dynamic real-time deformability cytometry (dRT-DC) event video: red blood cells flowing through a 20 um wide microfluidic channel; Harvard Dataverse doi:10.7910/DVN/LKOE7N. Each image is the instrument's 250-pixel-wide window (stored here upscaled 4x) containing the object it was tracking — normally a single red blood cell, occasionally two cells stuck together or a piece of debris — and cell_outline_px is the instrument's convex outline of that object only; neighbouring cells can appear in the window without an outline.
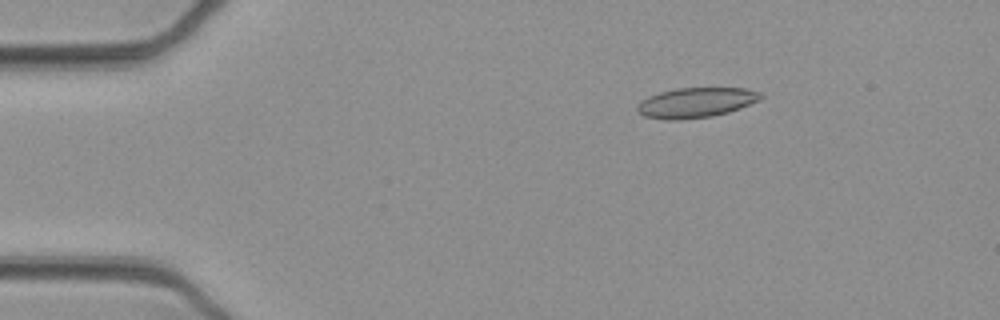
{"species": "common noctule bat (a hibernating species)", "species_latin": "Nyctalus noctula", "temperature_condition": "cold", "stored_images_in_passage": 22, "camera_frame_rate_fps": 3000, "um_per_image_px": 0.085, "animal": {"sex": "female", "body_mass_g": 21.9}, "frame": {"image": 1, "passage_image": 4, "time_ms": 1.0, "image_size_px": [1000, 320], "cell_outline_px": [[764, 96], [760, 100], [740, 108], [728, 112], [712, 116], [680, 120], [668, 120], [644, 116], [636, 112], [636, 108], [640, 100], [648, 96], [660, 92], [676, 88], [744, 88], [760, 92]], "centroid_in_image_um": [59.13, 8.72], "position_along_channel_um": 25.9, "area_um2": 21.73}}
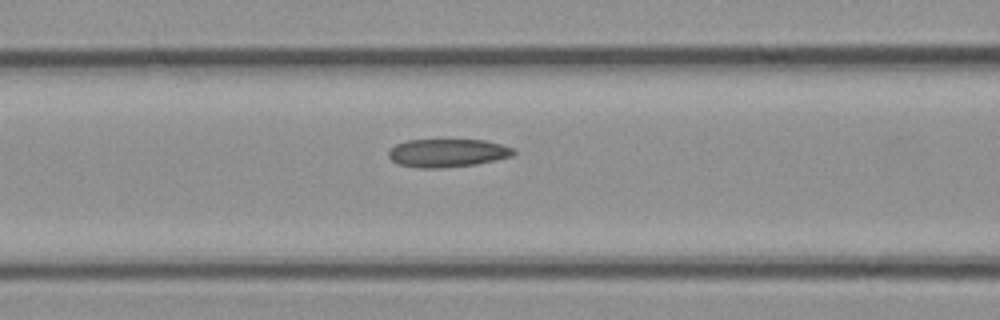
{"frame": {"image": 2, "passage_image": 17, "time_ms": 5.333, "image_size_px": [1000, 320], "cell_outline_px": [[516, 152], [512, 156], [496, 160], [476, 164], [440, 168], [420, 168], [396, 164], [388, 156], [388, 152], [396, 144], [408, 140], [484, 140], [516, 148]], "centroid_in_image_um": [38.05, 13.0], "position_along_channel_um": 128.6, "area_um2": 20.58}}
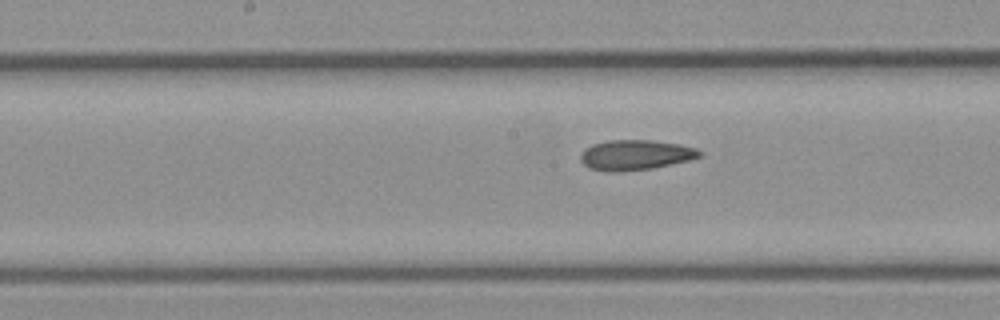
{"frame": {"image": 3, "passage_image": 22, "time_ms": 7.0, "image_size_px": [1000, 320], "cell_outline_px": [[704, 156], [688, 160], [652, 168], [620, 172], [608, 172], [588, 168], [580, 160], [580, 156], [592, 144], [608, 140], [652, 140], [680, 144], [696, 148], [704, 152]], "centroid_in_image_um": [54.05, 13.17], "position_along_channel_um": 194.2, "area_um2": 20.98}}